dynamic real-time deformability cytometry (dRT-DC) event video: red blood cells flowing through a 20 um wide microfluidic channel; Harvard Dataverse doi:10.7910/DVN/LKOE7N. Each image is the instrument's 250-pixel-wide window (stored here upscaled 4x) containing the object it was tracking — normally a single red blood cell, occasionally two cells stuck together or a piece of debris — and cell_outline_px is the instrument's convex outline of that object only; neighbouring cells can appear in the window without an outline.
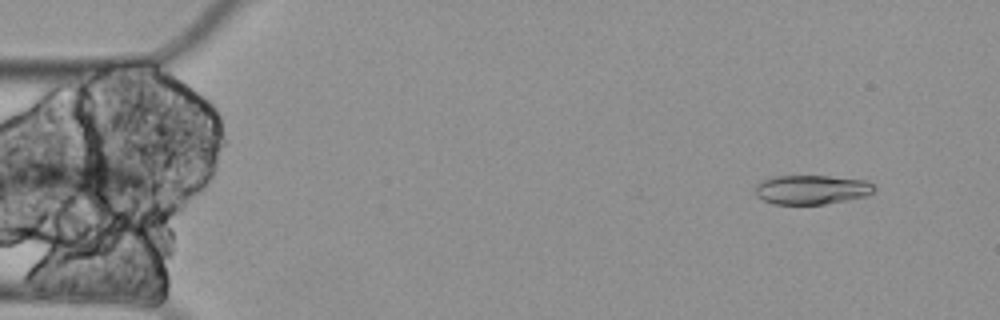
{"species": "Egyptian fruit bat (a non-hibernating species)", "species_latin": "Rousettus aegyptiacus", "temperature_condition": "cold", "stored_images_in_passage": 3, "camera_frame_rate_fps": 3000, "um_per_image_px": 0.085, "animal": {"sex": "female"}, "frame": {"image": 1, "passage_image": 1, "time_ms": 0.0, "image_size_px": [1000, 320], "cell_outline_px": [[876, 188], [868, 196], [824, 204], [772, 204], [756, 196], [756, 184], [760, 180], [772, 176], [828, 176], [868, 180]], "centroid_in_image_um": [68.98, 16.11], "position_along_channel_um": 16.0, "area_um2": 20.46}}